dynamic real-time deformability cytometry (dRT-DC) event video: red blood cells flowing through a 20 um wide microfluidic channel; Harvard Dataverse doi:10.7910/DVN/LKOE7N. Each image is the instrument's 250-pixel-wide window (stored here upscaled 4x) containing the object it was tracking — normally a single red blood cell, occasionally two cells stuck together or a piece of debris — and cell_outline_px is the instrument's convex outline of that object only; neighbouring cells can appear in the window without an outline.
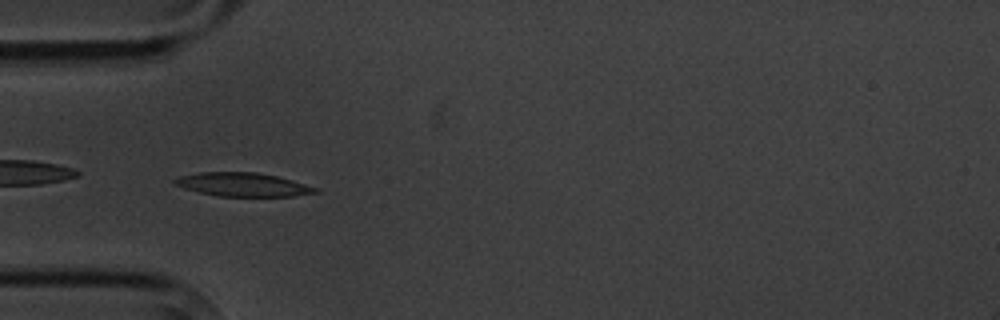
{"species": "common noctule bat (a hibernating species)", "species_latin": "Nyctalus noctula", "temperature_condition": "cold", "stored_images_in_passage": 6, "camera_frame_rate_fps": 3000, "um_per_image_px": 0.085, "animal": {"sex": "male", "body_mass_g": 20.1, "forearm_length_mm": 53.5}, "frame": {"image": 1, "passage_image": 5, "time_ms": 4.667, "image_size_px": [1000, 320], "cell_outline_px": [[320, 192], [292, 196], [216, 196], [184, 188], [172, 184], [172, 180], [180, 176], [200, 172], [256, 172], [276, 176], [292, 180], [320, 188]], "centroid_in_image_um": [20.64, 15.69], "position_along_channel_um": 64.4, "area_um2": 19.42}}